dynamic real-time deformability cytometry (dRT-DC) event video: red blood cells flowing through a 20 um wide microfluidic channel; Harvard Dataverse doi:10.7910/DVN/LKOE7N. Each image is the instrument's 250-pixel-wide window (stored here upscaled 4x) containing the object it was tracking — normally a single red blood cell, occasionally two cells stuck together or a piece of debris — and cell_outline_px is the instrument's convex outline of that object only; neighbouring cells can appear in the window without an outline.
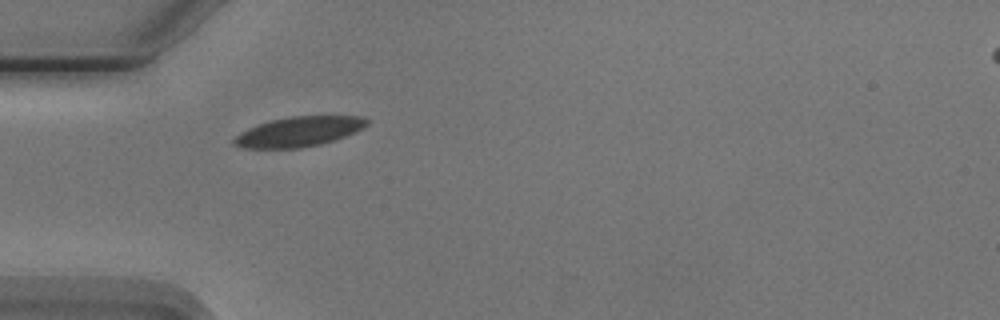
{"species": "Egyptian fruit bat (a non-hibernating species)", "species_latin": "Rousettus aegyptiacus", "temperature_condition": "cold", "stored_images_in_passage": 39, "camera_frame_rate_fps": 3000, "um_per_image_px": 0.085, "animal": {"sex": "male"}, "frame": {"image": 1, "passage_image": 1, "time_ms": 0.0, "image_size_px": [1000, 320], "cell_outline_px": [[368, 124], [364, 128], [344, 136], [320, 144], [300, 148], [240, 148], [232, 144], [232, 140], [240, 132], [248, 128], [272, 120], [292, 116], [364, 116], [368, 120]], "centroid_in_image_um": [25.38, 11.19], "position_along_channel_um": 59.6, "area_um2": 23.0}}
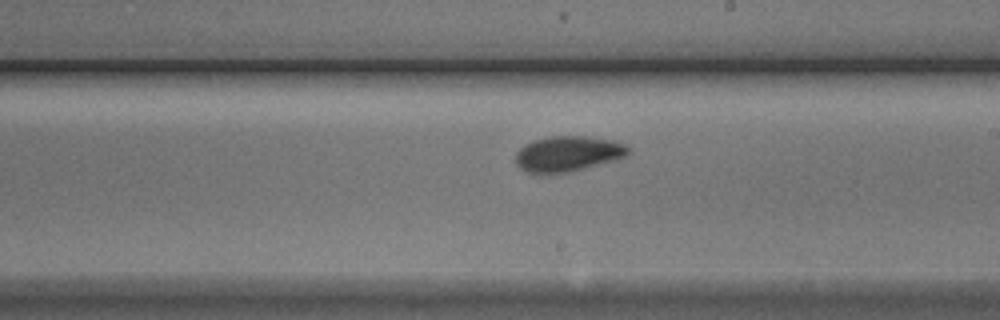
{"frame": {"image": 2, "passage_image": 16, "time_ms": 5.0, "image_size_px": [1000, 320], "cell_outline_px": [[632, 152], [616, 160], [572, 172], [528, 172], [520, 168], [516, 164], [516, 152], [524, 144], [532, 140], [548, 136], [588, 136], [612, 140], [624, 144], [632, 148]], "centroid_in_image_um": [48.31, 13.05], "position_along_channel_um": 240.7, "area_um2": 23.41}}
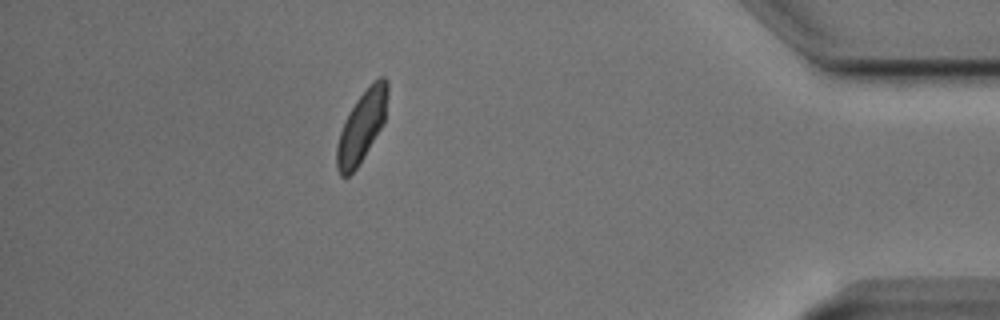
{"frame": {"image": 3, "passage_image": 33, "time_ms": 10.667, "image_size_px": [1000, 320], "cell_outline_px": [[388, 96], [384, 120], [380, 128], [364, 156], [356, 168], [348, 176], [340, 176], [336, 168], [336, 144], [344, 120], [348, 112], [356, 100], [368, 84], [372, 80], [380, 76], [384, 76], [388, 80]], "centroid_in_image_um": [30.73, 10.69], "position_along_channel_um": 404.5, "area_um2": 21.15}, "authors_computed_cell_mechanics": {"area_um2": 22.0218, "velocity_mm_per_s": 3.7119, "shape_relaxation_time_tau1_ms": 2.3173, "shape_relaxation_time_tau2_ms": 1.7932, "deformation_change_tau1": 0.1107, "deformation_change_tau2": 0.0357}}